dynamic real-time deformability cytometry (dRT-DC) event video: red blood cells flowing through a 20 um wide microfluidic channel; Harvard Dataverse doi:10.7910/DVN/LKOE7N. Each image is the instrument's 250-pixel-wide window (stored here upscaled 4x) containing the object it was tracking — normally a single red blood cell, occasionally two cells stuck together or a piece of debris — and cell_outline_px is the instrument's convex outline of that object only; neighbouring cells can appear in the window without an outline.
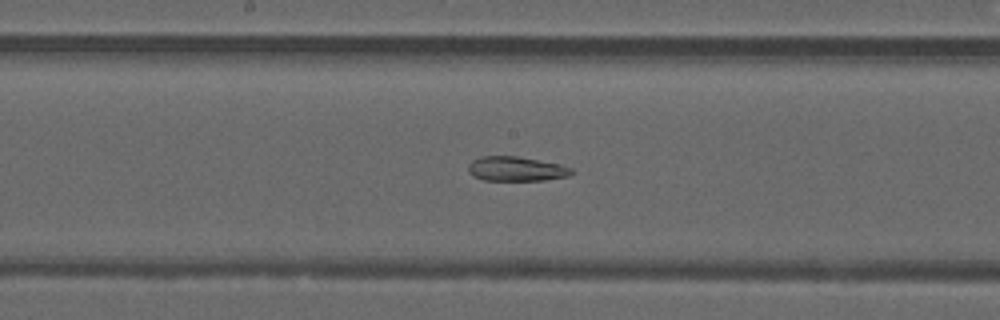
{"species": "common noctule bat (a hibernating species)", "species_latin": "Nyctalus noctula", "temperature_condition": "warm", "stored_images_in_passage": 45, "camera_frame_rate_fps": 3000, "um_per_image_px": 0.085, "animal": {"sex": "male", "forearm_length_mm": 52.5}, "frame": {"image": 1, "passage_image": 21, "time_ms": 6.667, "image_size_px": [1000, 320], "cell_outline_px": [[576, 172], [568, 176], [544, 180], [484, 180], [472, 176], [468, 172], [468, 164], [472, 160], [480, 156], [516, 156], [556, 164], [572, 168]], "centroid_in_image_um": [43.83, 14.36], "position_along_channel_um": 204.4, "area_um2": 14.68}}
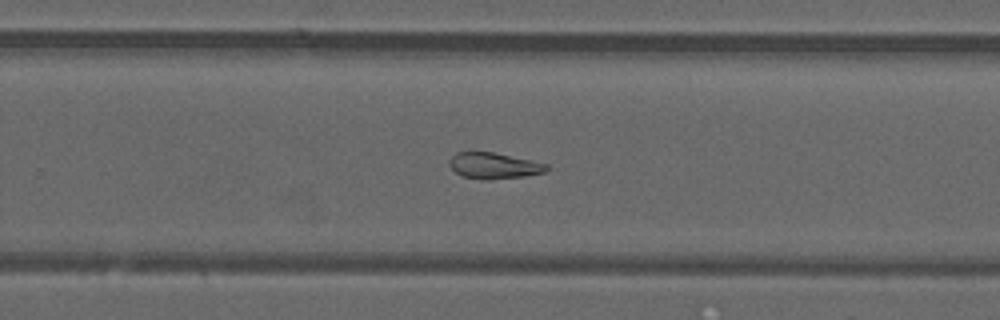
{"frame": {"image": 2, "passage_image": 27, "time_ms": 8.667, "image_size_px": [1000, 320], "cell_outline_px": [[548, 168], [544, 172], [524, 176], [488, 180], [480, 180], [464, 176], [456, 172], [448, 164], [448, 160], [456, 152], [492, 152], [548, 164]], "centroid_in_image_um": [41.94, 14.09], "position_along_channel_um": 287.9, "area_um2": 14.62}}
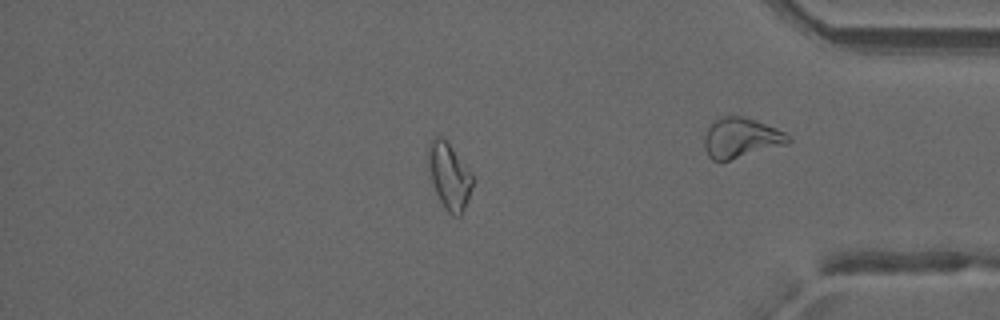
{"frame": {"image": 3, "passage_image": 37, "time_ms": 12.0, "image_size_px": [1000, 320], "cell_outline_px": [[472, 188], [460, 216], [452, 216], [444, 208], [428, 176], [428, 144], [436, 136], [440, 136], [448, 144], [472, 176]], "centroid_in_image_um": [38.12, 15.0], "position_along_channel_um": 397.1, "area_um2": 16.59}, "authors_computed_cell_mechanics": {"area_um2": 17.918, "velocity_mm_per_s": 4.2105, "shape_relaxation_time_tau1_ms": null, "shape_relaxation_time_tau2_ms": 3.792, "deformation_change_tau1": null, "deformation_change_tau2": 0.1244}}